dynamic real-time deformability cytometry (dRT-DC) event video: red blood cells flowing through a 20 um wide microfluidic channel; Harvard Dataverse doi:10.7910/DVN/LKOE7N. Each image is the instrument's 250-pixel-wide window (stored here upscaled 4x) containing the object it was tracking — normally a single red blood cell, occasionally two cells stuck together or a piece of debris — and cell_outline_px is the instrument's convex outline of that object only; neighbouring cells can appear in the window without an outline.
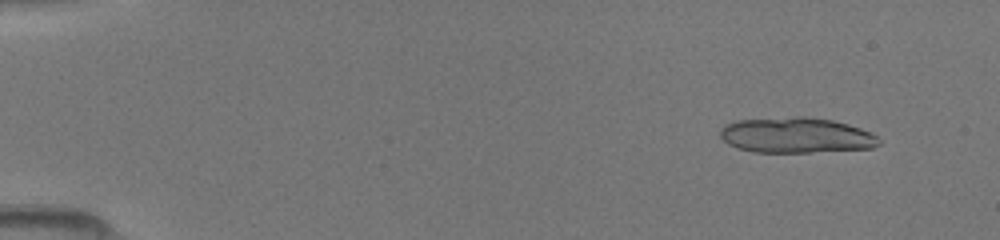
{"species": "common noctule bat (a hibernating species)", "species_latin": "Nyctalus noctula", "temperature_condition": "room temperature", "stored_images_in_passage": 46, "camera_frame_rate_fps": 3000, "um_per_image_px": 0.085, "animal": {"sex": "female", "body_mass_g": 19.5, "forearm_length_mm": 54.1}, "frame": {"image": 1, "passage_image": 4, "time_ms": 1.0, "image_size_px": [1000, 240], "cell_outline_px": [[880, 144], [872, 148], [808, 152], [752, 152], [736, 148], [728, 144], [720, 136], [720, 128], [724, 124], [732, 120], [796, 116], [804, 116], [832, 120], [848, 124], [872, 132], [880, 140]], "centroid_in_image_um": [67.63, 11.49], "position_along_channel_um": 17.4, "area_um2": 33.18}}
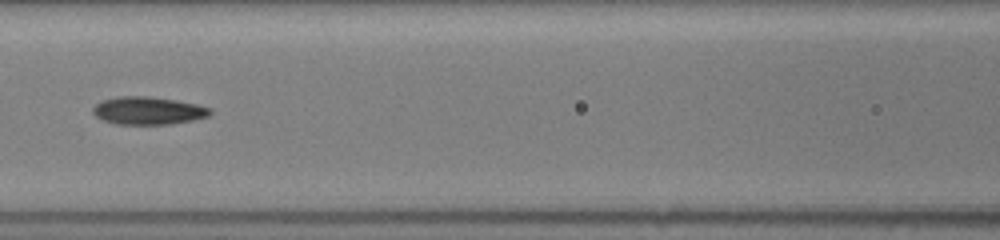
{"frame": {"image": 2, "passage_image": 23, "time_ms": 7.333, "image_size_px": [1000, 240], "cell_outline_px": [[212, 112], [208, 116], [192, 120], [168, 124], [116, 124], [104, 120], [96, 116], [92, 112], [92, 108], [100, 100], [116, 96], [148, 96], [176, 100], [196, 104], [212, 108]], "centroid_in_image_um": [12.57, 9.39], "position_along_channel_um": 154.0, "area_um2": 19.02}}
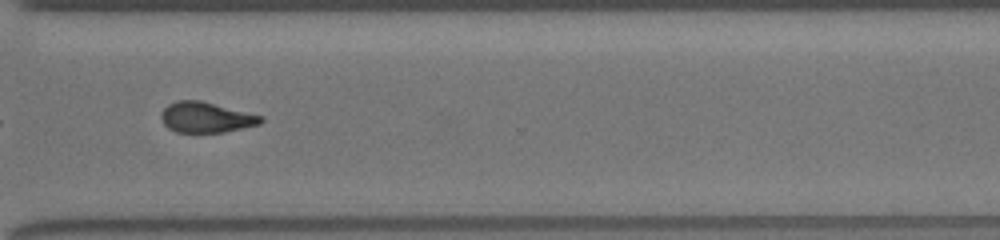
{"frame": {"image": 3, "passage_image": 37, "time_ms": 12.0, "image_size_px": [1000, 240], "cell_outline_px": [[264, 120], [260, 124], [224, 132], [176, 132], [168, 128], [164, 124], [160, 116], [160, 112], [168, 104], [176, 100], [200, 100], [264, 116]], "centroid_in_image_um": [17.5, 9.97], "position_along_channel_um": 353.1, "area_um2": 17.8}}